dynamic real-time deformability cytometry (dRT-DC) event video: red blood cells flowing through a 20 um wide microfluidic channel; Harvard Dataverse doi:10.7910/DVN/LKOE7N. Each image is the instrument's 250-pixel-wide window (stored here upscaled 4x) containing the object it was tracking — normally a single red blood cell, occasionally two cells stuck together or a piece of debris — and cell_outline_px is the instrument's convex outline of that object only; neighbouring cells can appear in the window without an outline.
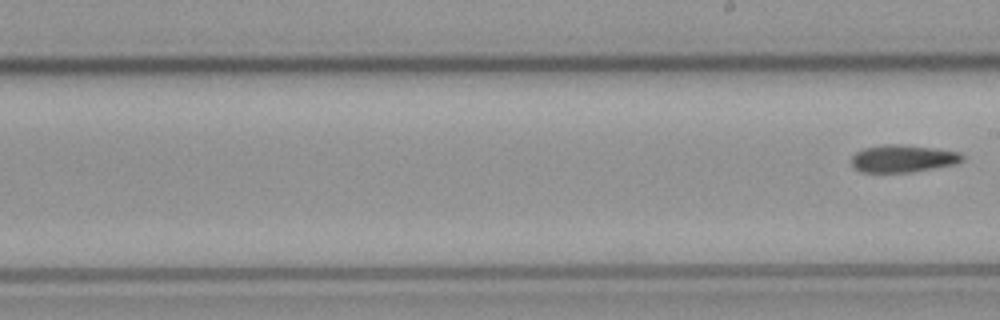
{"species": "common noctule bat (a hibernating species)", "species_latin": "Nyctalus noctula", "temperature_condition": "cold", "stored_images_in_passage": 8, "camera_frame_rate_fps": 3000, "um_per_image_px": 0.085, "animal": {"sex": "male", "body_mass_g": 23.1, "forearm_length_mm": 52.7}, "frame": {"image": 1, "passage_image": 8, "time_ms": 8.667, "image_size_px": [1000, 320], "cell_outline_px": [[964, 160], [956, 164], [908, 172], [860, 172], [852, 164], [852, 156], [856, 152], [864, 148], [884, 144], [900, 144], [932, 148], [960, 152], [964, 156]], "centroid_in_image_um": [76.75, 13.47], "position_along_channel_um": 212.2, "area_um2": 17.57}}